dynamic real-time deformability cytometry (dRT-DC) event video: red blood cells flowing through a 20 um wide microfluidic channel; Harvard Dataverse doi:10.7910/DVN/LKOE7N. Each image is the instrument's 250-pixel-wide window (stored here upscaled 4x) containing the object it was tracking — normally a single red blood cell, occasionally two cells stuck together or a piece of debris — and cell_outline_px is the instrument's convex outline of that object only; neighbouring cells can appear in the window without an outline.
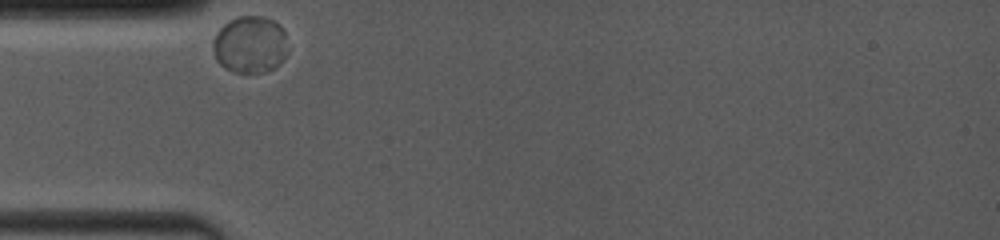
{"species": "common noctule bat (a hibernating species)", "species_latin": "Nyctalus noctula", "temperature_condition": "room temperature", "stored_images_in_passage": 2, "camera_frame_rate_fps": 4000, "um_per_image_px": 0.085, "animal": {"sex": "female", "body_mass_g": 19.0, "forearm_length_mm": 53.3}, "frame": {"image": 1, "passage_image": 1, "time_ms": 0.0, "image_size_px": [1000, 240], "cell_outline_px": [[288, 52], [268, 72], [232, 72], [224, 68], [216, 60], [212, 48], [212, 44], [216, 32], [228, 20], [236, 16], [260, 16], [272, 20], [280, 24], [284, 32]], "centroid_in_image_um": [21.22, 3.77], "position_along_channel_um": 63.8, "area_um2": 24.97}}